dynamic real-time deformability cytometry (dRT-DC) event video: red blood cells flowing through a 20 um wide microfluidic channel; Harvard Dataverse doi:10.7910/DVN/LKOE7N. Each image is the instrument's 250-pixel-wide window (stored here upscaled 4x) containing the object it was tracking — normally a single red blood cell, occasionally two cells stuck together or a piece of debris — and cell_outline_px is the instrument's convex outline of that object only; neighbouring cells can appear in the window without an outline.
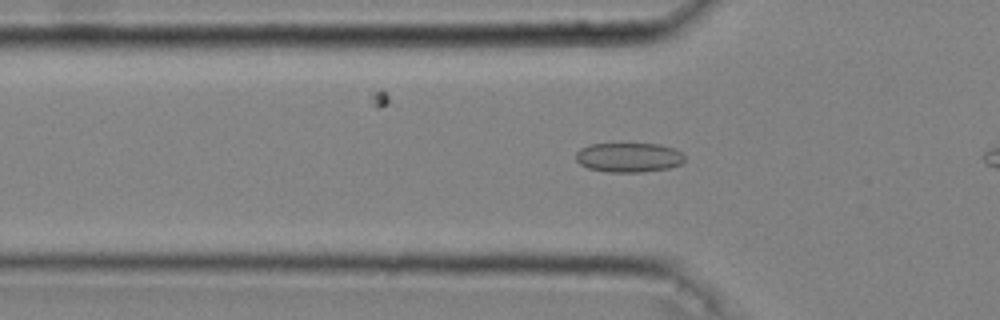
{"species": "common noctule bat (a hibernating species)", "species_latin": "Nyctalus noctula", "temperature_condition": "cold", "stored_images_in_passage": 13, "camera_frame_rate_fps": 3000, "um_per_image_px": 0.085, "animal": {"sex": "male", "body_mass_g": 20.4}, "frame": {"image": 1, "passage_image": 11, "time_ms": 3.333, "image_size_px": [1000, 320], "cell_outline_px": [[684, 160], [680, 164], [668, 168], [640, 172], [608, 172], [588, 168], [580, 164], [576, 160], [576, 152], [580, 148], [588, 144], [660, 144], [676, 148], [684, 156]], "centroid_in_image_um": [53.43, 13.37], "position_along_channel_um": 72.4, "area_um2": 18.73}}